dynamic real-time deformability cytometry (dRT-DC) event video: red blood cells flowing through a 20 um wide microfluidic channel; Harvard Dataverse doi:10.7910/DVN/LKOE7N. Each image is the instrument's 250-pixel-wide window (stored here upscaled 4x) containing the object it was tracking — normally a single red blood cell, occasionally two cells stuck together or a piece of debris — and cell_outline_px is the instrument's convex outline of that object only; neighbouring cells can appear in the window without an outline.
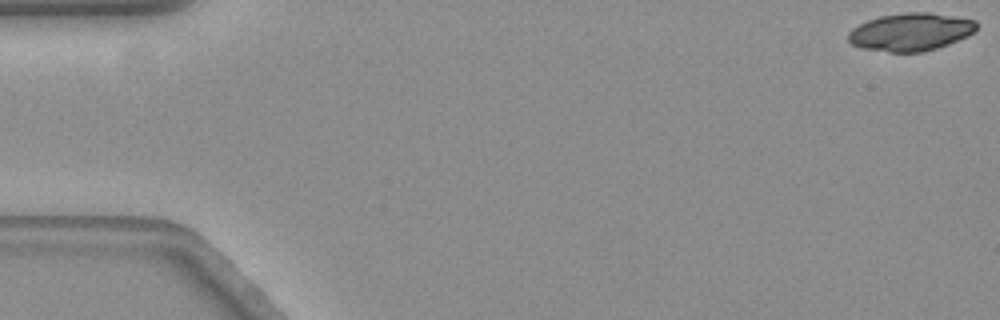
{"species": "common noctule bat (a hibernating species)", "species_latin": "Nyctalus noctula", "temperature_condition": "warm", "stored_images_in_passage": 11, "camera_frame_rate_fps": 3000, "um_per_image_px": 0.085, "animal": {"sex": "female", "body_mass_g": 19.3, "forearm_length_mm": 54.1}, "frame": {"image": 1, "passage_image": 1, "time_ms": 0.0, "image_size_px": [1000, 320], "cell_outline_px": [[976, 28], [972, 32], [948, 44], [924, 52], [888, 52], [860, 48], [852, 44], [848, 40], [848, 32], [852, 28], [868, 20], [880, 16], [904, 12], [932, 12], [976, 20]], "centroid_in_image_um": [77.36, 2.71], "position_along_channel_um": 7.6, "area_um2": 28.15}}